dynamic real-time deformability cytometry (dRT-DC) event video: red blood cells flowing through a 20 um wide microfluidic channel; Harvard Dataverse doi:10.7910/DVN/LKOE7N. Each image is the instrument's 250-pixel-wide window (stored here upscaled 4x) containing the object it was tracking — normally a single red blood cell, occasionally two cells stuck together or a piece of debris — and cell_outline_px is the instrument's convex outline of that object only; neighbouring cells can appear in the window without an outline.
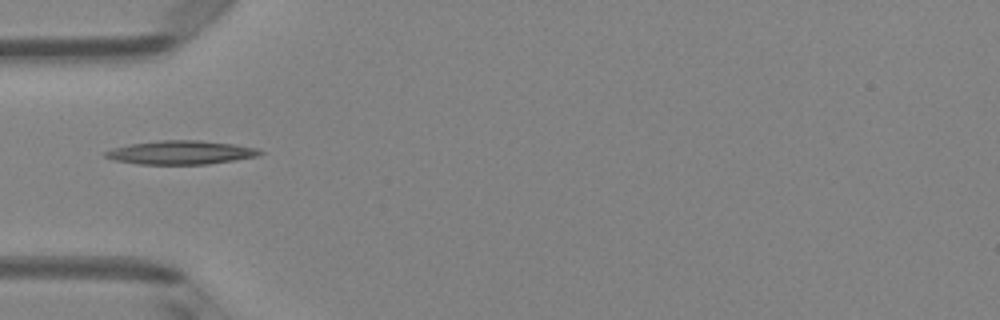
{"species": "Egyptian fruit bat (a non-hibernating species)", "species_latin": "Rousettus aegyptiacus", "temperature_condition": "room temperature", "stored_images_in_passage": 34, "camera_frame_rate_fps": 3000, "um_per_image_px": 0.085, "animal": {"sex": "female"}, "frame": {"image": 1, "passage_image": 1, "time_ms": 0.0, "image_size_px": [1000, 320], "cell_outline_px": [[264, 152], [260, 156], [208, 164], [140, 164], [112, 160], [104, 156], [104, 152], [112, 148], [128, 144], [160, 140], [200, 140], [232, 144], [256, 148]], "centroid_in_image_um": [15.35, 12.96], "position_along_channel_um": 69.7, "area_um2": 21.39}}
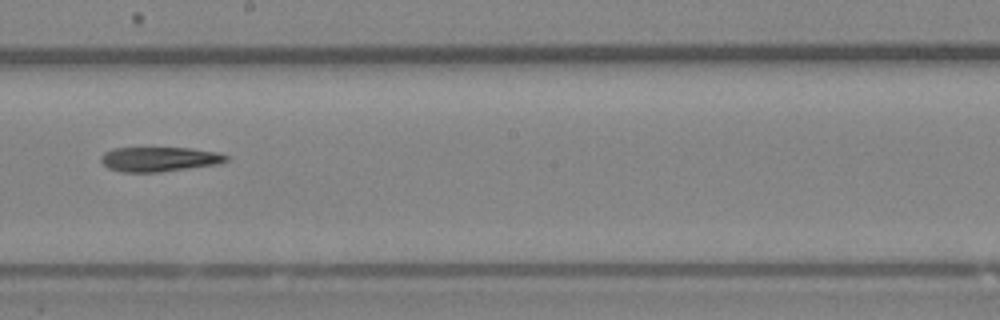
{"frame": {"image": 2, "passage_image": 13, "time_ms": 4.0, "image_size_px": [1000, 320], "cell_outline_px": [[228, 160], [220, 164], [160, 172], [120, 172], [108, 168], [100, 160], [100, 156], [104, 152], [112, 148], [192, 148], [220, 152], [228, 156]], "centroid_in_image_um": [13.55, 13.53], "position_along_channel_um": 234.6, "area_um2": 18.21}}
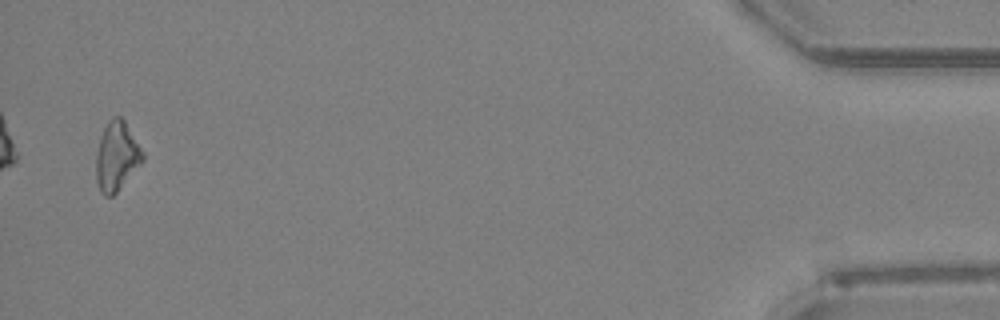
{"frame": {"image": 3, "passage_image": 33, "time_ms": 10.667, "image_size_px": [1000, 320], "cell_outline_px": [[144, 160], [116, 192], [112, 196], [104, 196], [100, 192], [96, 180], [96, 152], [100, 136], [108, 120], [112, 116], [120, 116], [124, 120], [144, 152]], "centroid_in_image_um": [9.9, 13.27], "position_along_channel_um": 425.3, "area_um2": 18.79}}